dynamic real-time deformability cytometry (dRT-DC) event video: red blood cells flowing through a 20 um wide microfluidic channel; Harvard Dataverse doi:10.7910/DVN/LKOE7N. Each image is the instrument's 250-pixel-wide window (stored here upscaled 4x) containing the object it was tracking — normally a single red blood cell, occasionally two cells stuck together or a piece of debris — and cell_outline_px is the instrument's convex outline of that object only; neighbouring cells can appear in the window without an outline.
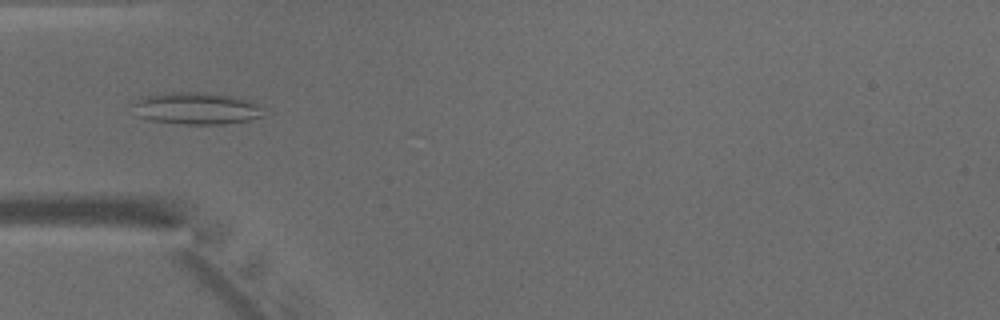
{"species": "common noctule bat (a hibernating species)", "species_latin": "Nyctalus noctula", "temperature_condition": "warm", "stored_images_in_passage": 6, "camera_frame_rate_fps": 3000, "um_per_image_px": 0.085, "animal": {"sex": "male", "body_mass_g": 15.6}, "frame": {"image": 1, "passage_image": 4, "time_ms": 1.0, "image_size_px": [1000, 320], "cell_outline_px": [[264, 116], [248, 120], [224, 124], [184, 124], [152, 120], [140, 116], [132, 104], [140, 96], [164, 92], [200, 92], [236, 96], [252, 100], [260, 108]], "centroid_in_image_um": [16.7, 9.19], "position_along_channel_um": 68.3, "area_um2": 24.39}}